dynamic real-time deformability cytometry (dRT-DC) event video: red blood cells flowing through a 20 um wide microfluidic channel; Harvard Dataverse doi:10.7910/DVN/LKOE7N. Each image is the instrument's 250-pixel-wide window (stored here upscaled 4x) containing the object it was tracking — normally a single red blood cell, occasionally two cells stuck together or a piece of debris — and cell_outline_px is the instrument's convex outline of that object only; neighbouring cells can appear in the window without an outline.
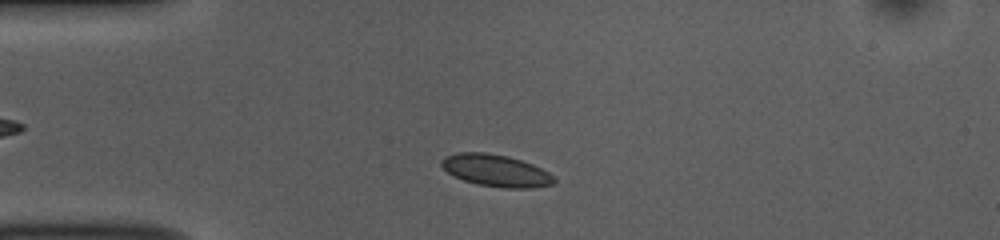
{"species": "common noctule bat (a hibernating species)", "species_latin": "Nyctalus noctula", "temperature_condition": "room temperature", "stored_images_in_passage": 45, "camera_frame_rate_fps": 3000, "um_per_image_px": 0.085, "animal": {"sex": "female", "body_mass_g": 10.0, "forearm_length_mm": 53.1}, "frame": {"image": 1, "passage_image": 5, "time_ms": 1.333, "image_size_px": [1000, 240], "cell_outline_px": [[556, 180], [552, 184], [532, 188], [500, 188], [476, 184], [464, 180], [448, 172], [440, 164], [440, 160], [444, 156], [456, 152], [484, 152], [508, 156], [532, 164], [548, 172]], "centroid_in_image_um": [42.12, 14.49], "position_along_channel_um": 42.9, "area_um2": 20.98}}
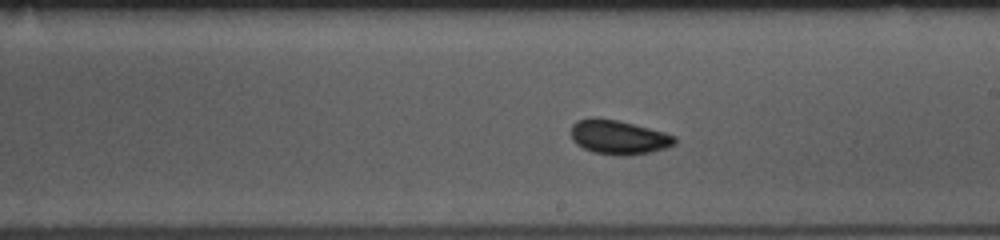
{"frame": {"image": 2, "passage_image": 22, "time_ms": 7.0, "image_size_px": [1000, 240], "cell_outline_px": [[676, 144], [664, 148], [632, 156], [620, 156], [592, 152], [576, 144], [572, 140], [572, 124], [576, 120], [596, 116], [600, 116], [664, 132], [676, 136]], "centroid_in_image_um": [52.55, 11.66], "position_along_channel_um": 236.5, "area_um2": 20.81}}
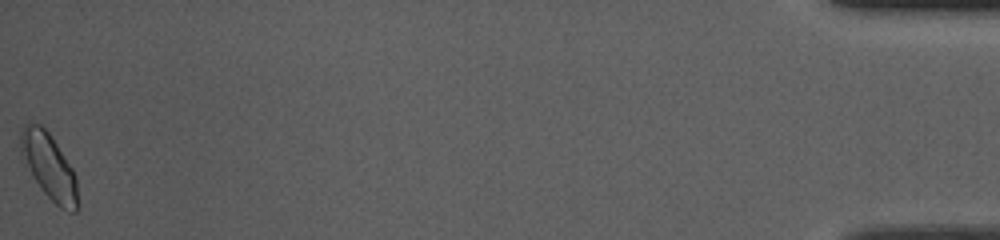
{"frame": {"image": 3, "passage_image": 45, "time_ms": 14.667, "image_size_px": [1000, 240], "cell_outline_px": [[80, 208], [76, 212], [68, 212], [60, 208], [44, 192], [20, 160], [20, 128], [28, 120], [40, 124], [48, 132], [72, 168], [76, 176]], "centroid_in_image_um": [4.14, 14.14], "position_along_channel_um": 431.1, "area_um2": 22.43}, "authors_computed_cell_mechanics": {"area_um2": 20.1144, "velocity_mm_per_s": 3.7862, "shape_relaxation_time_tau1_ms": 3.8743, "shape_relaxation_time_tau2_ms": 1.7643, "deformation_change_tau1": 0.047, "deformation_change_tau2": 0.0644}}